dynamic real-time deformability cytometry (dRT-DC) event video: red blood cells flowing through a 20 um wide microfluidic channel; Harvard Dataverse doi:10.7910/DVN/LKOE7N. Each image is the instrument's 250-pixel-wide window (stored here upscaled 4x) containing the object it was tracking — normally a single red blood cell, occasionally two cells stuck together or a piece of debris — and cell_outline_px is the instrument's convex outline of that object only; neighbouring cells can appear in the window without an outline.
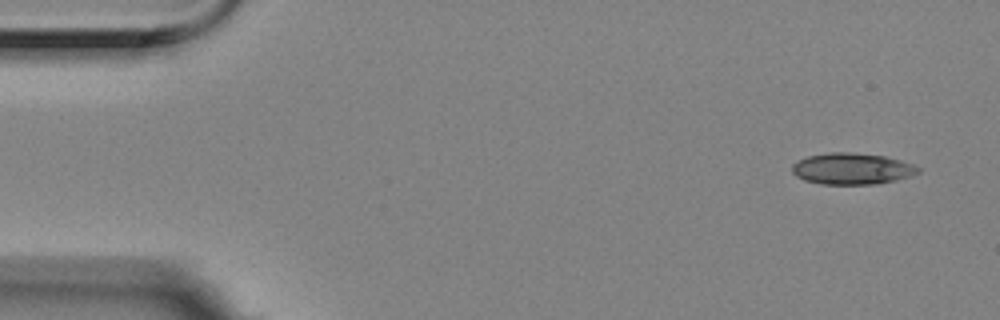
{"species": "Egyptian fruit bat (a non-hibernating species)", "species_latin": "Rousettus aegyptiacus", "temperature_condition": "room temperature", "stored_images_in_passage": 5, "camera_frame_rate_fps": 3000, "um_per_image_px": 0.085, "animal": {"sex": "female"}, "frame": {"image": 1, "passage_image": 1, "time_ms": 0.0, "image_size_px": [1000, 320], "cell_outline_px": [[920, 172], [912, 176], [896, 180], [876, 184], [820, 184], [804, 180], [796, 176], [792, 172], [792, 164], [796, 160], [808, 156], [828, 152], [852, 152], [884, 156], [900, 160], [912, 164], [920, 168]], "centroid_in_image_um": [72.4, 14.34], "position_along_channel_um": 12.6, "area_um2": 23.24}}
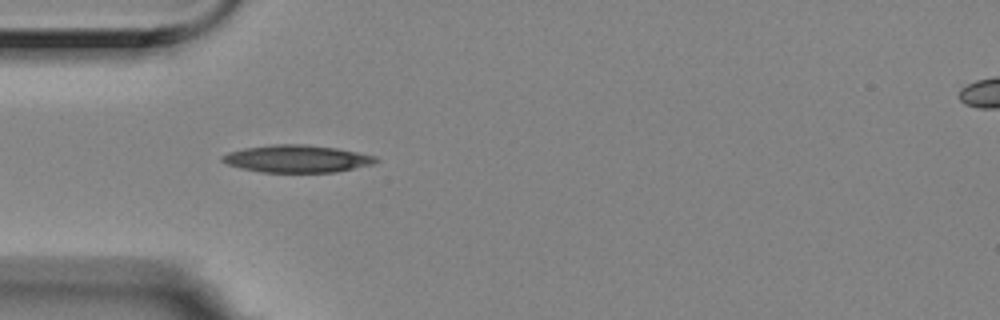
{"frame": {"image": 2, "passage_image": 4, "time_ms": 1.0, "image_size_px": [1000, 320], "cell_outline_px": [[380, 160], [372, 164], [336, 172], [260, 172], [240, 168], [228, 164], [220, 160], [220, 156], [228, 152], [244, 148], [272, 144], [304, 144], [336, 148], [376, 156]], "centroid_in_image_um": [25.21, 13.49], "position_along_channel_um": 59.8, "area_um2": 24.51}}
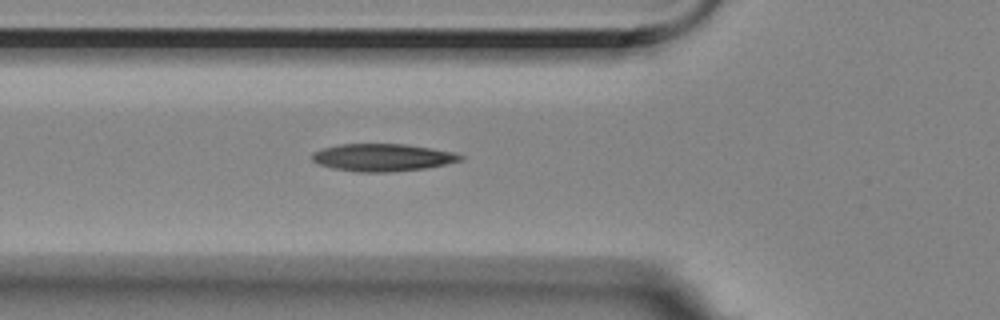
{"frame": {"image": 3, "passage_image": 5, "time_ms": 1.333, "image_size_px": [1000, 320], "cell_outline_px": [[464, 160], [424, 168], [388, 172], [360, 172], [332, 168], [320, 164], [312, 160], [312, 152], [324, 148], [340, 144], [404, 144], [452, 152], [464, 156]], "centroid_in_image_um": [32.49, 13.38], "position_along_channel_um": 93.3, "area_um2": 23.41}}